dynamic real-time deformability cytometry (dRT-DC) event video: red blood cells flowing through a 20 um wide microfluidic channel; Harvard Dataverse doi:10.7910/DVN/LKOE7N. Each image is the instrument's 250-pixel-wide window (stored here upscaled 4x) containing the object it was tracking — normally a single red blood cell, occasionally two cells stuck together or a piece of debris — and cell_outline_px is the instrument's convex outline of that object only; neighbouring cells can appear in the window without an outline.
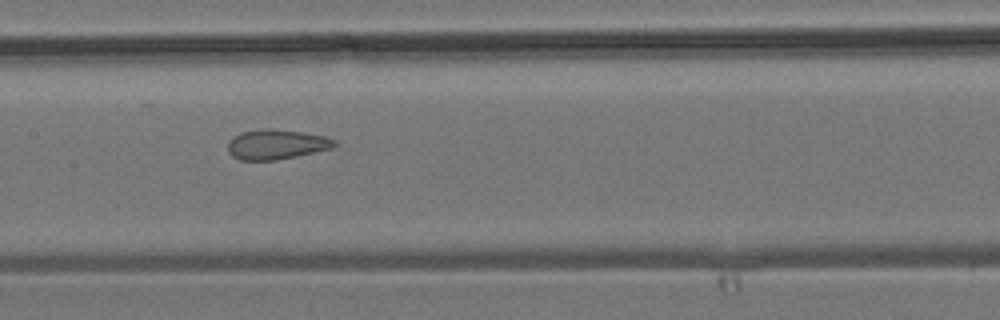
{"species": "common noctule bat (a hibernating species)", "species_latin": "Nyctalus noctula", "temperature_condition": "room temperature", "stored_images_in_passage": 9, "camera_frame_rate_fps": 3000, "um_per_image_px": 0.085, "animal": {"sex": "male", "body_mass_g": 19.2, "forearm_length_mm": 51.8}, "frame": {"image": 1, "passage_image": 6, "time_ms": 7.667, "image_size_px": [1000, 320], "cell_outline_px": [[336, 144], [332, 148], [296, 156], [276, 160], [240, 160], [232, 156], [228, 152], [228, 140], [240, 132], [260, 128], [272, 128], [300, 132], [324, 136], [336, 140]], "centroid_in_image_um": [23.44, 12.26], "position_along_channel_um": 184.0, "area_um2": 18.61}}
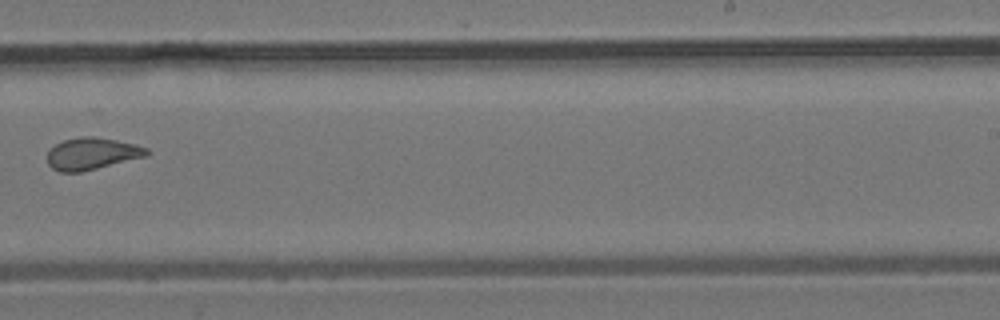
{"frame": {"image": 2, "passage_image": 8, "time_ms": 10.0, "image_size_px": [1000, 320], "cell_outline_px": [[152, 152], [148, 156], [80, 172], [60, 172], [52, 168], [48, 164], [48, 148], [64, 140], [80, 136], [92, 136], [116, 140], [136, 144], [148, 148]], "centroid_in_image_um": [7.84, 13.05], "position_along_channel_um": 281.2, "area_um2": 18.67}}
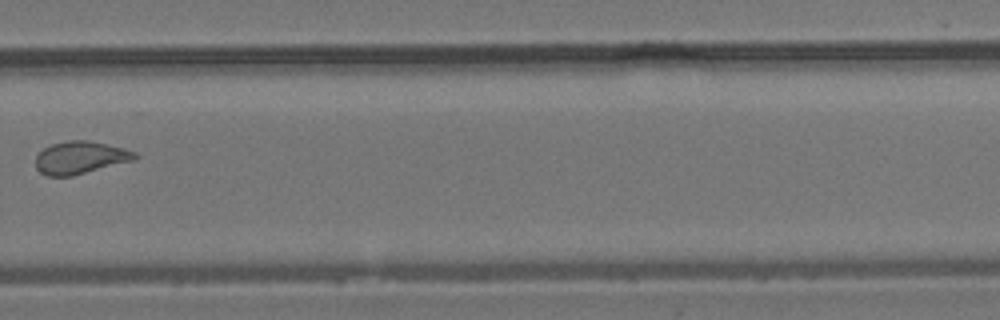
{"frame": {"image": 3, "passage_image": 9, "time_ms": 11.0, "image_size_px": [1000, 320], "cell_outline_px": [[140, 156], [136, 160], [72, 176], [48, 176], [40, 172], [36, 168], [36, 156], [44, 148], [52, 144], [68, 140], [88, 140], [124, 148], [136, 152]], "centroid_in_image_um": [6.86, 13.4], "position_along_channel_um": 322.9, "area_um2": 18.96}}